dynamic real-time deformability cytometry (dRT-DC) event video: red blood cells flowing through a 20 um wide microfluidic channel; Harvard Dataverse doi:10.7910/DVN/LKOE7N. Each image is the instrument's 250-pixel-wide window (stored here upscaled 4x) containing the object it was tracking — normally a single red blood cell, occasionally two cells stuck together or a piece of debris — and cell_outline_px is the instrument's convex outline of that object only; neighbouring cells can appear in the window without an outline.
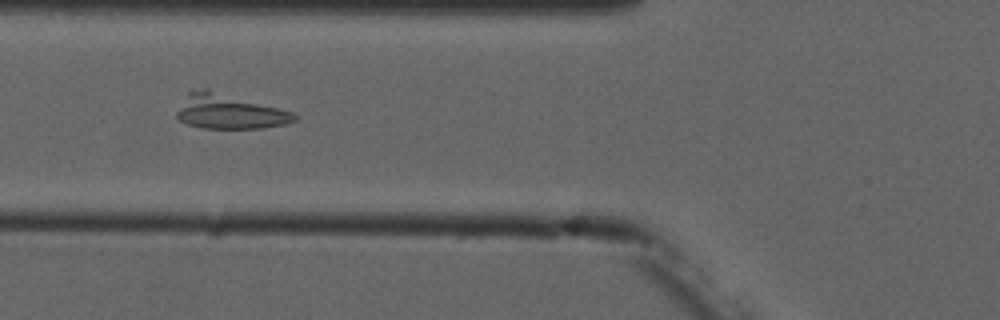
{"species": "common noctule bat (a hibernating species)", "species_latin": "Nyctalus noctula", "temperature_condition": "cold", "stored_images_in_passage": 7, "camera_frame_rate_fps": 3000, "um_per_image_px": 0.085, "animal": {"sex": "male", "forearm_length_mm": 52.5}, "frame": {"image": 1, "passage_image": 6, "time_ms": 5.667, "image_size_px": [1000, 320], "cell_outline_px": [[296, 120], [284, 124], [264, 128], [204, 128], [188, 124], [180, 120], [176, 116], [176, 112], [188, 92], [204, 88], [208, 88], [292, 112], [296, 116]], "centroid_in_image_um": [19.46, 9.48], "position_along_channel_um": 106.3, "area_um2": 23.52}}
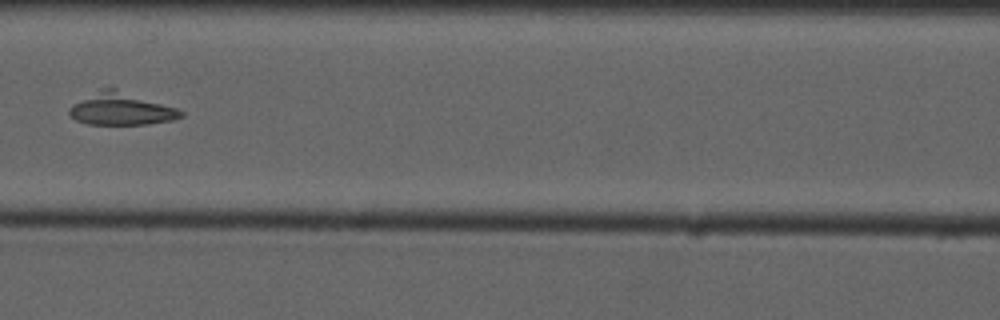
{"frame": {"image": 2, "passage_image": 7, "time_ms": 7.0, "image_size_px": [1000, 320], "cell_outline_px": [[184, 116], [172, 120], [148, 124], [88, 124], [76, 120], [68, 112], [68, 108], [72, 104], [100, 88], [116, 88], [176, 108], [184, 112]], "centroid_in_image_um": [10.28, 9.26], "position_along_channel_um": 156.3, "area_um2": 20.92}}